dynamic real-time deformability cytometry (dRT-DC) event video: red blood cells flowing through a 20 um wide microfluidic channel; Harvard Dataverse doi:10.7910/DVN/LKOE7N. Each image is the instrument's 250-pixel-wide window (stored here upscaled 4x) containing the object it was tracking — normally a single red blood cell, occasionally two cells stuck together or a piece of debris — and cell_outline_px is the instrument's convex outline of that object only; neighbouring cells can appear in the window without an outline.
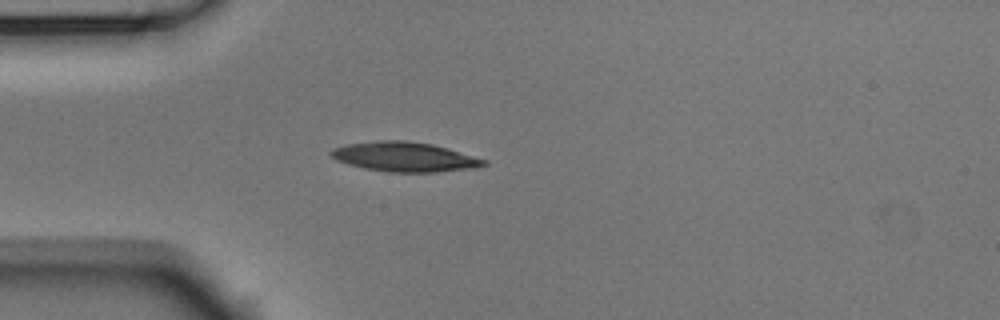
{"species": "Egyptian fruit bat (a non-hibernating species)", "species_latin": "Rousettus aegyptiacus", "temperature_condition": "room temperature", "stored_images_in_passage": 3, "camera_frame_rate_fps": 3000, "um_per_image_px": 0.085, "animal": {"sex": "male"}, "frame": {"image": 1, "passage_image": 2, "time_ms": 0.333, "image_size_px": [1000, 320], "cell_outline_px": [[488, 164], [476, 168], [436, 172], [392, 172], [364, 168], [348, 164], [336, 160], [328, 152], [332, 148], [348, 144], [376, 140], [408, 140], [432, 144], [488, 160]], "centroid_in_image_um": [34.39, 13.33], "position_along_channel_um": 50.6, "area_um2": 26.41}}